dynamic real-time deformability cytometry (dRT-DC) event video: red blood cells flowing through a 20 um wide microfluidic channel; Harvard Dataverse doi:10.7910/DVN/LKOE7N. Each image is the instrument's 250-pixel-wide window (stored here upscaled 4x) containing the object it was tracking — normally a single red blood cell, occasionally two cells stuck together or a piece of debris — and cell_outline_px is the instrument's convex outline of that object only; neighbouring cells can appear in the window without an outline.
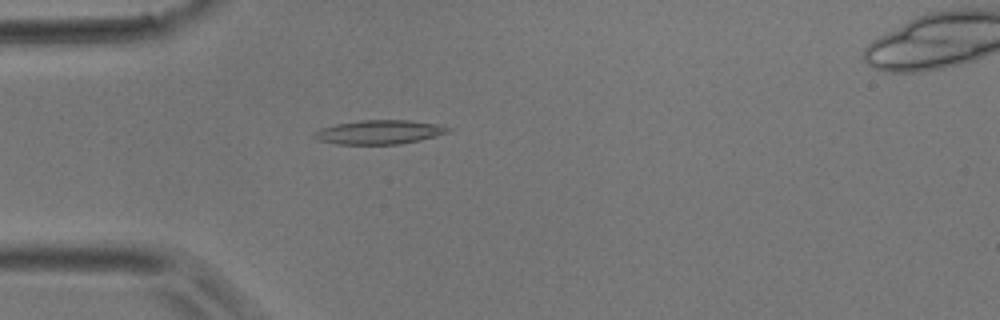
{"species": "common noctule bat (a hibernating species)", "species_latin": "Nyctalus noctula", "temperature_condition": "room temperature", "stored_images_in_passage": 2, "camera_frame_rate_fps": 3000, "um_per_image_px": 0.085, "animal": {"sex": "male", "body_mass_g": 17.9}, "frame": {"image": 1, "passage_image": 1, "time_ms": 0.0, "image_size_px": [1000, 320], "cell_outline_px": [[452, 128], [448, 132], [436, 136], [420, 140], [400, 144], [336, 144], [316, 140], [312, 136], [312, 132], [320, 128], [336, 124], [360, 120], [408, 120], [440, 124]], "centroid_in_image_um": [32.21, 11.23], "position_along_channel_um": 52.8, "area_um2": 18.96}}